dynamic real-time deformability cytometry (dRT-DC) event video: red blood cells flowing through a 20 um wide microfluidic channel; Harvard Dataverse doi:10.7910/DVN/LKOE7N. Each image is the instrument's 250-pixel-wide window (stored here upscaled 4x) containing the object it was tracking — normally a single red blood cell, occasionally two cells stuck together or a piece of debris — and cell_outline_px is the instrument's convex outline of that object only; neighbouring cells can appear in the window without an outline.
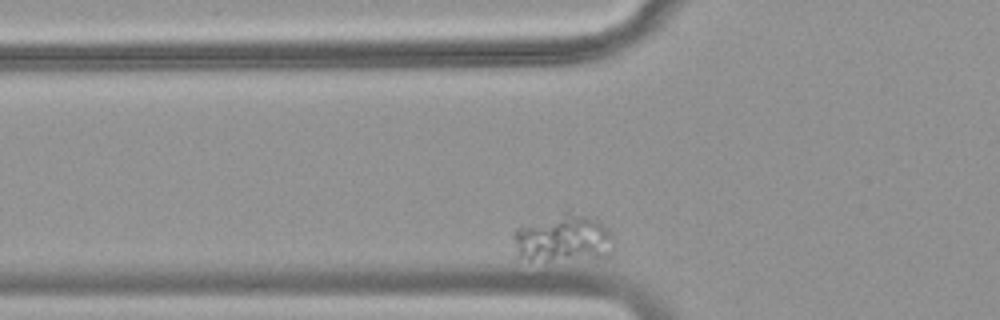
{"species": "common noctule bat (a hibernating species)", "species_latin": "Nyctalus noctula", "temperature_condition": "warm", "stored_images_in_passage": 33, "camera_frame_rate_fps": 3000, "um_per_image_px": 0.085, "animal": {"sex": "female", "body_mass_g": 18.4}, "frame": {"image": 1, "passage_image": 6, "time_ms": 1.667, "image_size_px": [1000, 320], "cell_outline_px": [[612, 236], [604, 256], [548, 260], [528, 260], [516, 256], [512, 236], [512, 232], [516, 228], [568, 208], [596, 220], [604, 224], [608, 228]], "centroid_in_image_um": [47.74, 20.19], "position_along_channel_um": 78.1, "area_um2": 27.74}}
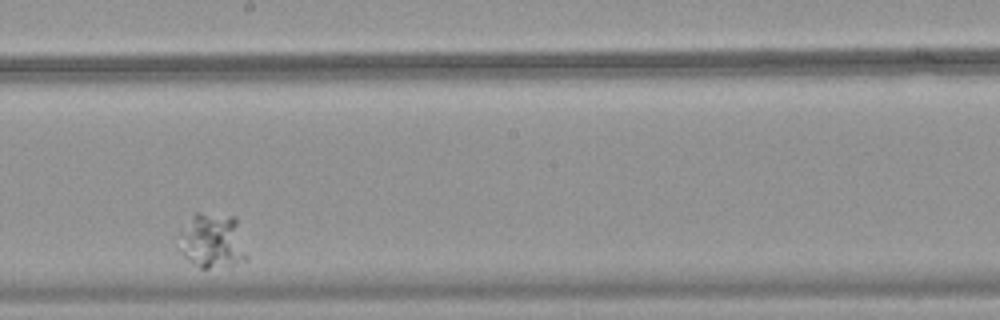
{"frame": {"image": 2, "passage_image": 21, "time_ms": 6.667, "image_size_px": [1000, 320], "cell_outline_px": [[248, 260], [232, 264], [208, 268], [200, 268], [188, 260], [180, 252], [180, 232], [192, 212], [200, 212], [236, 216], [248, 256]], "centroid_in_image_um": [18.06, 20.44], "position_along_channel_um": 230.1, "area_um2": 21.96}}
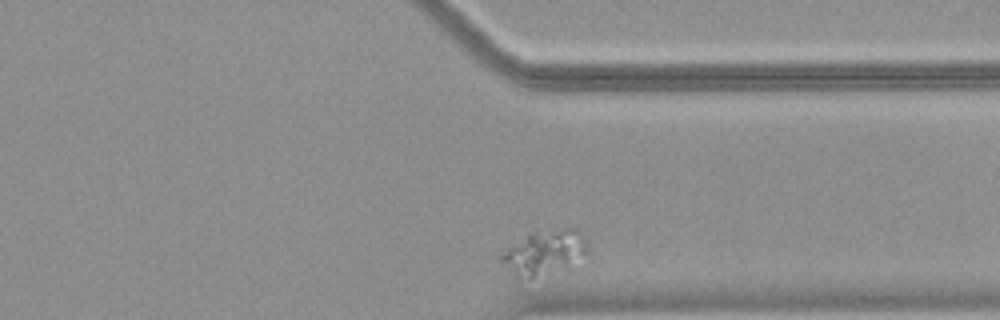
{"frame": {"image": 3, "passage_image": 33, "time_ms": 10.667, "image_size_px": [1000, 320], "cell_outline_px": [[588, 252], [568, 268], [532, 276], [528, 276], [516, 272], [500, 260], [496, 256], [496, 252], [500, 248], [536, 228], [576, 228], [580, 232], [588, 248]], "centroid_in_image_um": [46.22, 21.33], "position_along_channel_um": 365.2, "area_um2": 22.72}}